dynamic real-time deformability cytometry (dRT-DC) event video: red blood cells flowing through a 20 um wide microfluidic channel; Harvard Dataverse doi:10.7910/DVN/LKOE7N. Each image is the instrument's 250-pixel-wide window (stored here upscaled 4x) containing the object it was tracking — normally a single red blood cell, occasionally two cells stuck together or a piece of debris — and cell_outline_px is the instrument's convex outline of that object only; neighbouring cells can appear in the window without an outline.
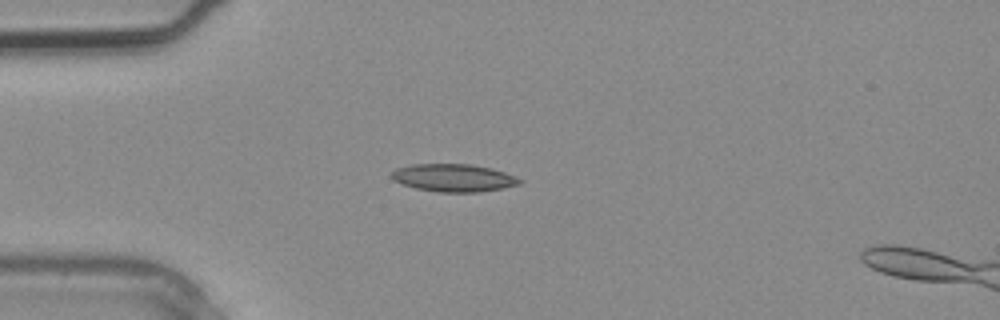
{"species": "common noctule bat (a hibernating species)", "species_latin": "Nyctalus noctula", "temperature_condition": "warm", "stored_images_in_passage": 1, "camera_frame_rate_fps": 3000, "um_per_image_px": 0.085, "animal": {"sex": "male", "body_mass_g": 20.4}, "frame": {"image": 1, "passage_image": 1, "time_ms": 0.0, "image_size_px": [1000, 320], "cell_outline_px": [[524, 180], [520, 184], [480, 192], [436, 192], [416, 188], [392, 180], [388, 176], [396, 168], [412, 164], [472, 164], [492, 168], [504, 172]], "centroid_in_image_um": [38.53, 15.11], "position_along_channel_um": 46.5, "area_um2": 20.75}}